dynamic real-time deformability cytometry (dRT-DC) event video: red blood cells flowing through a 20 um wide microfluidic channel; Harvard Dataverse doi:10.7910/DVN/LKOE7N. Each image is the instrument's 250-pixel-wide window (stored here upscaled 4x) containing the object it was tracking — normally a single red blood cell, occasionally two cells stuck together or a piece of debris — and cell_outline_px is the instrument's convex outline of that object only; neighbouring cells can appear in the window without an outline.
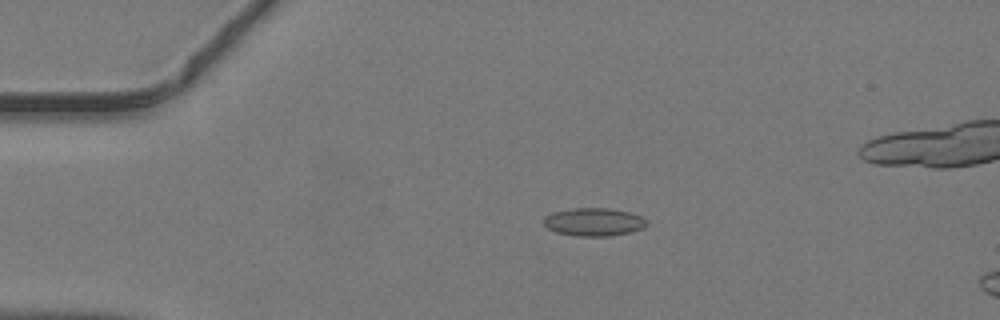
{"species": "common noctule bat (a hibernating species)", "species_latin": "Nyctalus noctula", "temperature_condition": "warm", "stored_images_in_passage": 43, "camera_frame_rate_fps": 3000, "um_per_image_px": 0.085, "animal": {"sex": "male", "body_mass_g": 19.2, "forearm_length_mm": 51.8}, "frame": {"image": 1, "passage_image": 8, "time_ms": 2.333, "image_size_px": [1000, 320], "cell_outline_px": [[648, 224], [644, 228], [632, 232], [612, 236], [576, 236], [556, 232], [548, 228], [544, 224], [544, 216], [552, 212], [572, 208], [608, 208], [628, 212], [640, 216], [648, 220]], "centroid_in_image_um": [50.49, 18.87], "position_along_channel_um": 34.5, "area_um2": 16.99}}
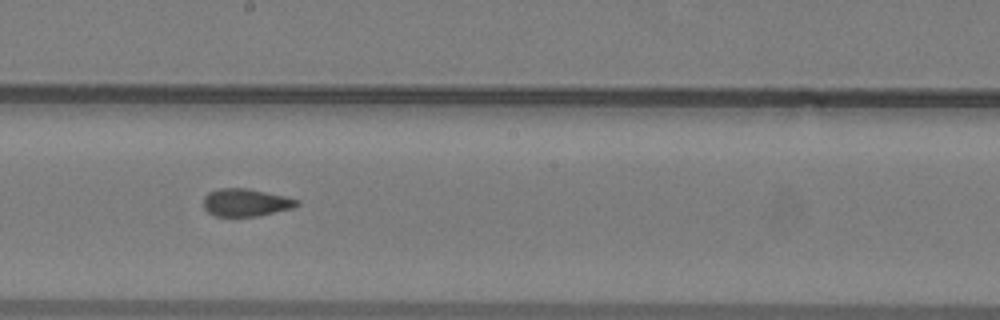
{"frame": {"image": 2, "passage_image": 24, "time_ms": 7.667, "image_size_px": [1000, 320], "cell_outline_px": [[300, 204], [292, 208], [256, 216], [216, 216], [208, 212], [204, 208], [204, 196], [208, 192], [216, 188], [248, 188], [284, 196], [300, 200]], "centroid_in_image_um": [20.87, 17.2], "position_along_channel_um": 227.3, "area_um2": 15.03}}
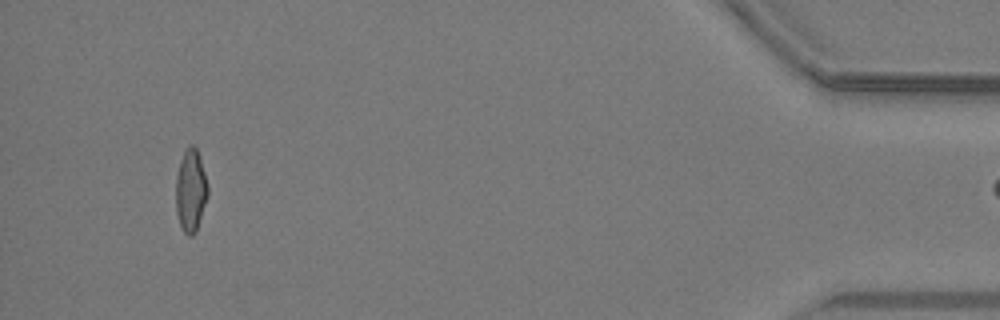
{"frame": {"image": 3, "passage_image": 42, "time_ms": 13.667, "image_size_px": [1000, 320], "cell_outline_px": [[208, 196], [196, 232], [192, 236], [188, 236], [184, 232], [180, 224], [176, 212], [176, 176], [180, 160], [188, 144], [192, 144], [196, 148], [208, 184]], "centroid_in_image_um": [16.21, 16.21], "position_along_channel_um": 419.0, "area_um2": 15.37}}